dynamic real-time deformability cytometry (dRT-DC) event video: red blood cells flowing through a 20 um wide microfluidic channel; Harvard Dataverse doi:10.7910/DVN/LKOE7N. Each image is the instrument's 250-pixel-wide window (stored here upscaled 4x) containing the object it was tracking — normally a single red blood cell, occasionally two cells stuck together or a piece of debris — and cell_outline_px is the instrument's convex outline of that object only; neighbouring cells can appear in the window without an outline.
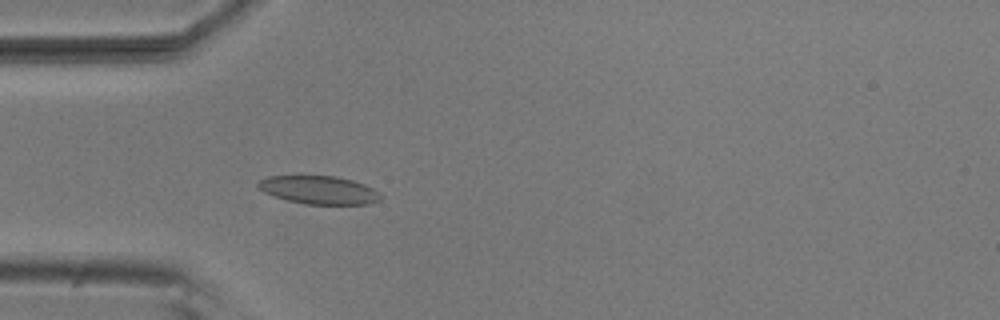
{"species": "common noctule bat (a hibernating species)", "species_latin": "Nyctalus noctula", "temperature_condition": "room temperature", "stored_images_in_passage": 5, "camera_frame_rate_fps": 3000, "um_per_image_px": 0.085, "animal": {"sex": "male", "body_mass_g": 20.5, "forearm_length_mm": 52.5}, "frame": {"image": 1, "passage_image": 5, "time_ms": 1.333, "image_size_px": [1000, 320], "cell_outline_px": [[380, 200], [368, 204], [304, 204], [288, 200], [264, 192], [256, 184], [260, 180], [268, 176], [336, 176], [352, 180], [364, 184], [372, 188], [380, 196]], "centroid_in_image_um": [27.1, 16.14], "position_along_channel_um": 57.9, "area_um2": 19.83}}